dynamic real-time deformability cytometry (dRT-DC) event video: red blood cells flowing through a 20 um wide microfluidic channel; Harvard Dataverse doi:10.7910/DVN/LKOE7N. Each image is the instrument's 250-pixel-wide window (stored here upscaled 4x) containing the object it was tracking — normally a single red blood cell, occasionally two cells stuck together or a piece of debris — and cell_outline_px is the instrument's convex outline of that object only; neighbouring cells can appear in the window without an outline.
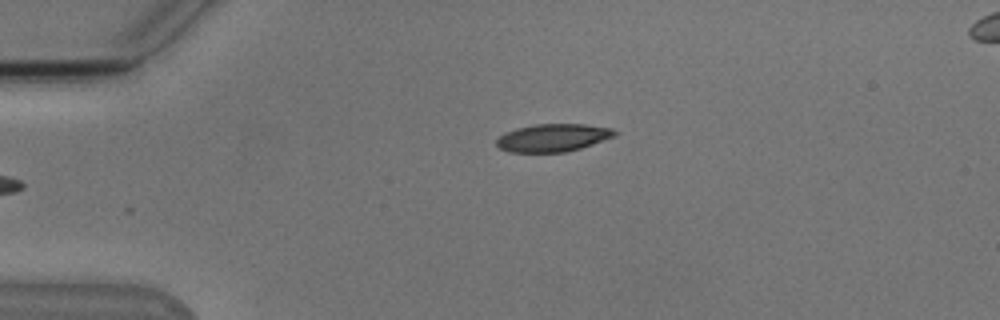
{"species": "Egyptian fruit bat (a non-hibernating species)", "species_latin": "Rousettus aegyptiacus", "temperature_condition": "cold", "stored_images_in_passage": 36, "camera_frame_rate_fps": 3000, "um_per_image_px": 0.085, "animal": {"sex": "male"}, "frame": {"image": 1, "passage_image": 1, "time_ms": 0.0, "image_size_px": [1000, 320], "cell_outline_px": [[616, 136], [580, 148], [564, 152], [508, 152], [500, 148], [496, 144], [496, 140], [504, 132], [516, 128], [532, 124], [584, 124], [612, 128], [616, 132]], "centroid_in_image_um": [46.97, 11.7], "position_along_channel_um": 38.0, "area_um2": 19.13}}
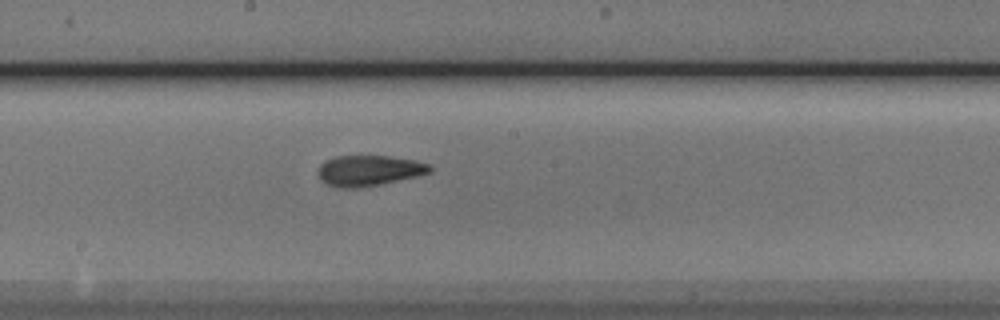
{"frame": {"image": 2, "passage_image": 18, "time_ms": 5.667, "image_size_px": [1000, 320], "cell_outline_px": [[432, 172], [416, 176], [380, 184], [360, 188], [340, 188], [328, 184], [320, 180], [316, 172], [320, 164], [324, 160], [336, 156], [388, 156], [416, 160], [432, 164]], "centroid_in_image_um": [31.35, 14.49], "position_along_channel_um": 216.9, "area_um2": 20.17}}
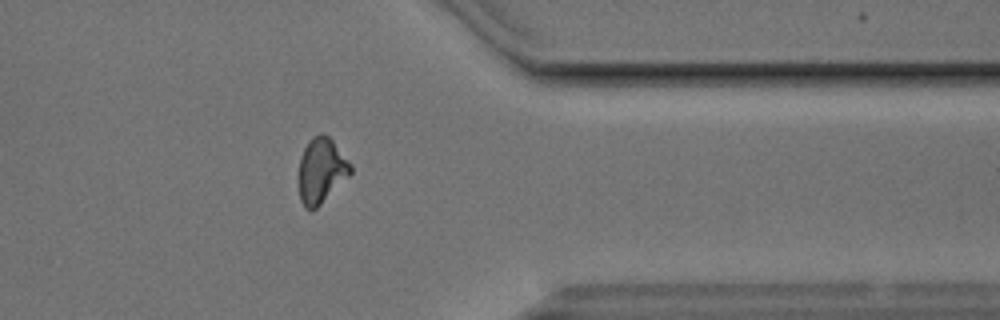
{"frame": {"image": 3, "passage_image": 32, "time_ms": 10.333, "image_size_px": [1000, 320], "cell_outline_px": [[352, 172], [316, 208], [304, 208], [300, 200], [300, 156], [308, 140], [312, 136], [320, 132], [324, 132], [332, 140], [352, 164]], "centroid_in_image_um": [27.31, 14.44], "position_along_channel_um": 384.1, "area_um2": 19.42}, "authors_computed_cell_mechanics": {"area_um2": 19.7387, "velocity_mm_per_s": 3.8214, "shape_relaxation_time_tau1_ms": 9.9083, "shape_relaxation_time_tau2_ms": 2.0804, "deformation_change_tau1": 0.2364, "deformation_change_tau2": 0.0922}}